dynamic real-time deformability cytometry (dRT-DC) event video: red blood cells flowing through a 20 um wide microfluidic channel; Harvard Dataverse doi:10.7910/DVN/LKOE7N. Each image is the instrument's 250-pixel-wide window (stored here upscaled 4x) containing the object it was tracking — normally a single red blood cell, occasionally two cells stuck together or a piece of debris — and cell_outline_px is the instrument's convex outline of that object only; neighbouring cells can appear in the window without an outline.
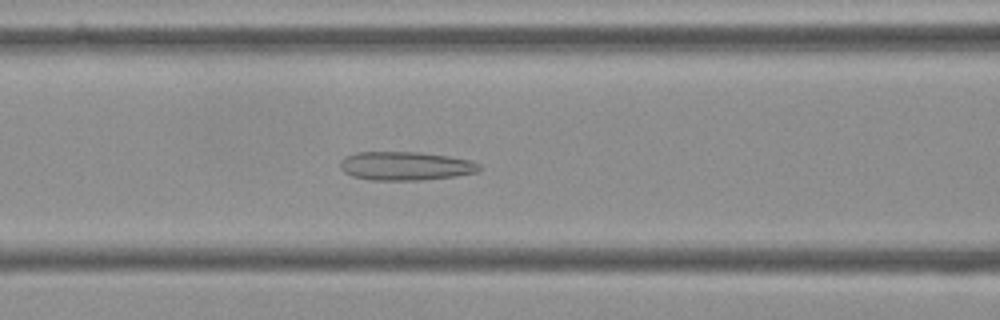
{"species": "Egyptian fruit bat (a non-hibernating species)", "species_latin": "Rousettus aegyptiacus", "temperature_condition": "cold", "stored_images_in_passage": 56, "camera_frame_rate_fps": 3000, "um_per_image_px": 0.085, "frame": {"image": 1, "passage_image": 23, "time_ms": 7.333, "image_size_px": [1000, 320], "cell_outline_px": [[480, 168], [476, 172], [452, 176], [420, 180], [368, 180], [352, 176], [344, 172], [340, 168], [340, 160], [356, 152], [416, 152], [448, 156], [468, 160], [480, 164]], "centroid_in_image_um": [34.41, 14.11], "position_along_channel_um": 132.2, "area_um2": 23.0}}
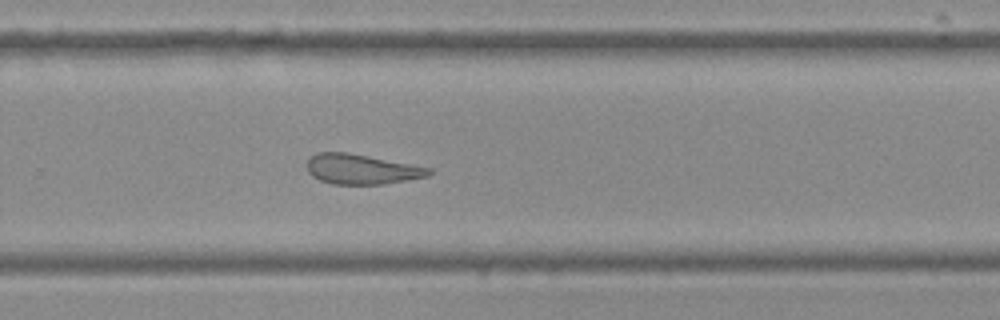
{"frame": {"image": 2, "passage_image": 37, "time_ms": 12.0, "image_size_px": [1000, 320], "cell_outline_px": [[432, 172], [428, 176], [384, 184], [332, 184], [320, 180], [312, 176], [308, 172], [308, 160], [312, 156], [320, 152], [348, 152], [432, 168]], "centroid_in_image_um": [30.74, 14.38], "position_along_channel_um": 299.1, "area_um2": 21.15}}
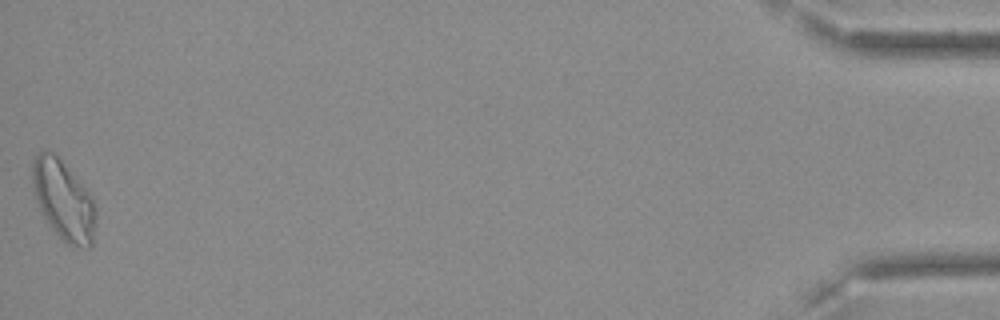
{"frame": {"image": 3, "passage_image": 56, "time_ms": 18.333, "image_size_px": [1000, 320], "cell_outline_px": [[96, 216], [92, 244], [88, 248], [80, 248], [68, 244], [52, 228], [44, 216], [36, 200], [32, 188], [32, 160], [40, 152], [56, 152], [88, 192], [96, 208]], "centroid_in_image_um": [5.39, 17.0], "position_along_channel_um": 429.8, "area_um2": 29.25}, "authors_computed_cell_mechanics": {"area_um2": 24.1315, "velocity_mm_per_s": 3.5783, "shape_relaxation_time_tau1_ms": null, "shape_relaxation_time_tau2_ms": 3.41, "deformation_change_tau1": null, "deformation_change_tau2": 0.1311}}